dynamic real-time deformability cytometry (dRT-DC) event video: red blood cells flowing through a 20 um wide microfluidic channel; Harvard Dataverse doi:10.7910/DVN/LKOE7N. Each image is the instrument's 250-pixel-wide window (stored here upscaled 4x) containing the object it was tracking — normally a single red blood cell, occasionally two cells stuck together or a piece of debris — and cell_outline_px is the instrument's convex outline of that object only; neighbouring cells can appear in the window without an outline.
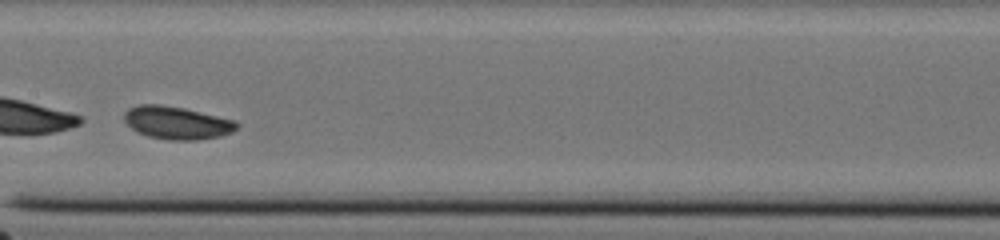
{"species": "common noctule bat (a hibernating species)", "species_latin": "Nyctalus noctula", "temperature_condition": "cold", "stored_images_in_passage": 45, "camera_frame_rate_fps": 3000, "um_per_image_px": 0.085, "animal": {"sex": "male", "body_mass_g": 20.0, "forearm_length_mm": 53.3}, "frame": {"image": 1, "passage_image": 19, "time_ms": 6.0, "image_size_px": [1000, 240], "cell_outline_px": [[240, 124], [232, 132], [220, 136], [196, 140], [168, 140], [148, 136], [136, 132], [124, 120], [124, 112], [128, 108], [140, 104], [160, 104], [184, 108], [236, 120]], "centroid_in_image_um": [15.03, 10.43], "position_along_channel_um": 192.4, "area_um2": 21.62}, "authors_computed_cell_mechanics": {"area_um2": 21.7328, "velocity_mm_per_s": 3.7661, "shape_relaxation_time_tau1_ms": 0.7156, "shape_relaxation_time_tau2_ms": null, "deformation_change_tau1": 0.2394, "deformation_change_tau2": null}}